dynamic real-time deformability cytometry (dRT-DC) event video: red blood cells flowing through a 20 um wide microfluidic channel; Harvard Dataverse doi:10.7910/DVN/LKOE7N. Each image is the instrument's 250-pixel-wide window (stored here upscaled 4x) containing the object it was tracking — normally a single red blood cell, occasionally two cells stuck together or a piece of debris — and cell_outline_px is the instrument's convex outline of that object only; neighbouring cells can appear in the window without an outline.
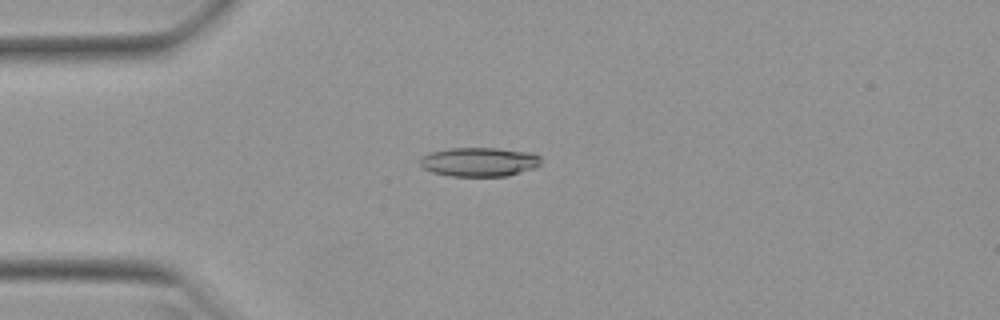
{"species": "Egyptian fruit bat (a non-hibernating species)", "species_latin": "Rousettus aegyptiacus", "temperature_condition": "warm", "stored_images_in_passage": 19, "camera_frame_rate_fps": 3000, "um_per_image_px": 0.085, "animal": {"sex": "female"}, "frame": {"image": 1, "passage_image": 13, "time_ms": 4.0, "image_size_px": [1000, 320], "cell_outline_px": [[540, 164], [536, 168], [508, 176], [448, 176], [432, 172], [424, 168], [420, 164], [420, 160], [428, 152], [448, 148], [496, 148], [528, 152], [540, 156]], "centroid_in_image_um": [40.73, 13.76], "position_along_channel_um": 44.3, "area_um2": 20.58}}
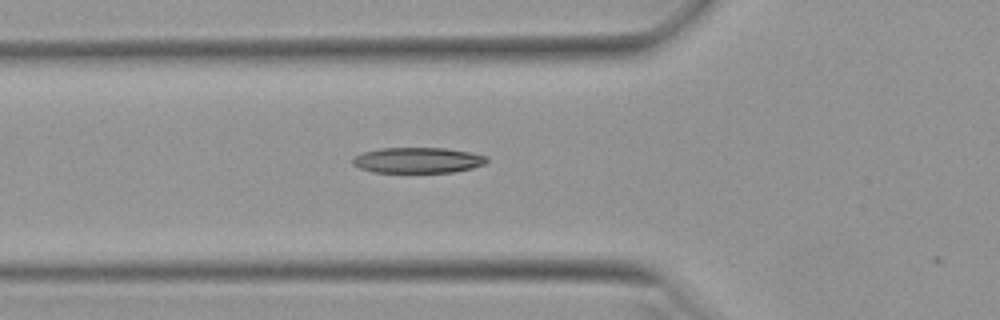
{"frame": {"image": 2, "passage_image": 18, "time_ms": 5.667, "image_size_px": [1000, 320], "cell_outline_px": [[488, 160], [484, 164], [472, 168], [452, 172], [372, 172], [360, 168], [352, 164], [352, 156], [364, 152], [380, 148], [444, 148], [472, 152], [488, 156]], "centroid_in_image_um": [35.51, 13.61], "position_along_channel_um": 90.3, "area_um2": 20.11}}